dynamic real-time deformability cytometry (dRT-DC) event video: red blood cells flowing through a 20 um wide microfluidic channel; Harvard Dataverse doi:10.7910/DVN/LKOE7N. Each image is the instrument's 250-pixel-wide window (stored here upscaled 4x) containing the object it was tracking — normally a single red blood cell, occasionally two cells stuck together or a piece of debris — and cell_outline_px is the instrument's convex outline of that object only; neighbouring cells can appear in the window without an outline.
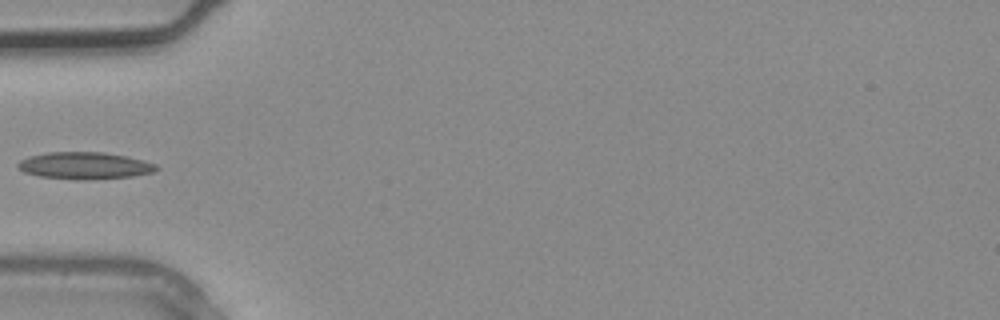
{"species": "common noctule bat (a hibernating species)", "species_latin": "Nyctalus noctula", "temperature_condition": "warm", "stored_images_in_passage": 2, "camera_frame_rate_fps": 3000, "um_per_image_px": 0.085, "animal": {"sex": "male", "body_mass_g": 20.4}, "frame": {"image": 1, "passage_image": 2, "time_ms": 0.333, "image_size_px": [1000, 320], "cell_outline_px": [[160, 168], [152, 172], [132, 176], [84, 180], [76, 180], [40, 176], [24, 172], [16, 168], [16, 164], [20, 160], [28, 156], [48, 152], [104, 152], [128, 156], [144, 160], [156, 164]], "centroid_in_image_um": [7.18, 14.07], "position_along_channel_um": 77.8, "area_um2": 21.96}}